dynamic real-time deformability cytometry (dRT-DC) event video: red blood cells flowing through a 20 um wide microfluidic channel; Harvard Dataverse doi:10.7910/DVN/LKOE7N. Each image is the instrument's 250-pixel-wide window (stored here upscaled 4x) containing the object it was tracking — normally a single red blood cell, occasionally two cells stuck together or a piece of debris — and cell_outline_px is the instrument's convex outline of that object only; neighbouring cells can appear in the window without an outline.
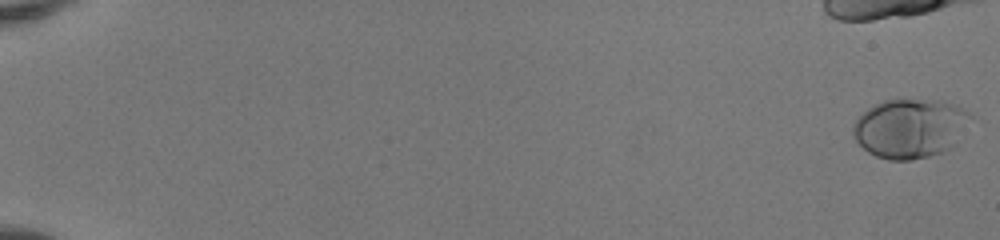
{"species": "human", "species_latin": "Homo sapiens", "temperature_condition": "room temperature", "stored_images_in_passage": 23, "camera_frame_rate_fps": 3000, "um_per_image_px": 0.085, "donor": {"sex": "female"}, "frame": {"image": 1, "passage_image": 1, "time_ms": 0.0, "image_size_px": [1000, 240], "cell_outline_px": [[972, 116], [952, 148], [944, 152], [928, 156], [908, 160], [888, 160], [876, 156], [868, 152], [852, 136], [852, 128], [856, 120], [868, 108], [884, 100], [944, 100], [968, 112]], "centroid_in_image_um": [77.34, 10.91], "position_along_channel_um": 7.7, "area_um2": 40.23}}